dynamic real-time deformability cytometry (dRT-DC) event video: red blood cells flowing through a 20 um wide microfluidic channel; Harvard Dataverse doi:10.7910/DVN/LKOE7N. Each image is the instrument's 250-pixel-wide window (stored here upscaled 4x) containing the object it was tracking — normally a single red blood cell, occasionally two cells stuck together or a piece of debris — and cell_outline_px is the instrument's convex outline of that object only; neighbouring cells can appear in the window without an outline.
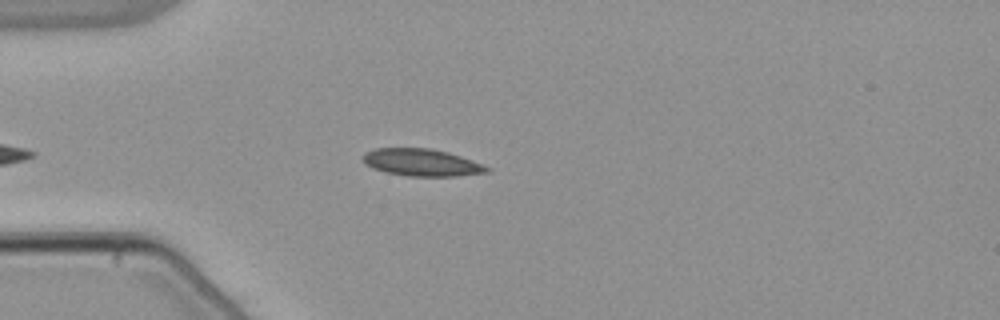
{"species": "common noctule bat (a hibernating species)", "species_latin": "Nyctalus noctula", "temperature_condition": "warm", "stored_images_in_passage": 34, "camera_frame_rate_fps": 3000, "um_per_image_px": 0.085, "animal": {"sex": "male", "body_mass_g": 21.5, "forearm_length_mm": 52.0}, "frame": {"image": 1, "passage_image": 5, "time_ms": 1.333, "image_size_px": [1000, 320], "cell_outline_px": [[492, 168], [488, 172], [456, 176], [408, 176], [384, 172], [372, 168], [364, 164], [360, 156], [364, 152], [376, 148], [432, 148], [448, 152], [484, 164]], "centroid_in_image_um": [35.8, 13.81], "position_along_channel_um": 49.2, "area_um2": 19.94}}
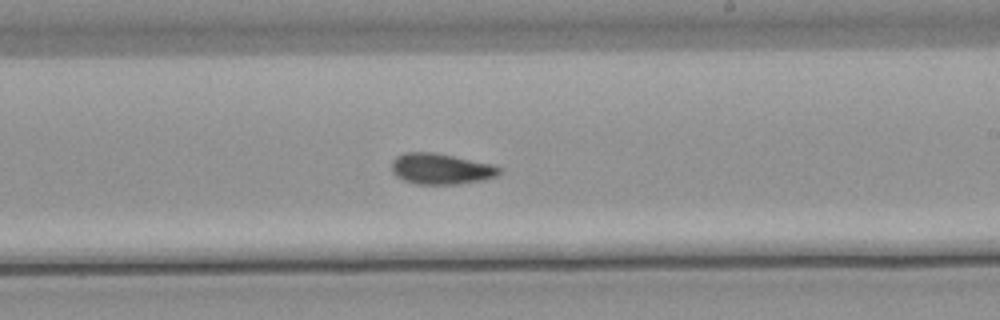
{"frame": {"image": 2, "passage_image": 22, "time_ms": 7.0, "image_size_px": [1000, 320], "cell_outline_px": [[504, 168], [496, 176], [484, 180], [456, 184], [416, 184], [404, 180], [396, 176], [392, 172], [392, 160], [396, 156], [404, 152], [432, 152], [496, 164]], "centroid_in_image_um": [37.51, 14.34], "position_along_channel_um": 251.5, "area_um2": 19.59}}
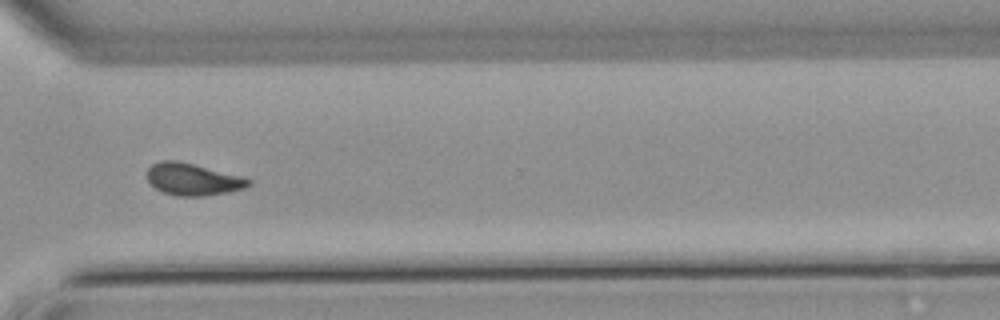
{"frame": {"image": 3, "passage_image": 30, "time_ms": 9.667, "image_size_px": [1000, 320], "cell_outline_px": [[252, 184], [244, 188], [228, 192], [204, 196], [176, 196], [164, 192], [156, 188], [148, 180], [148, 168], [152, 164], [160, 160], [176, 160], [244, 176], [252, 180]], "centroid_in_image_um": [16.43, 15.24], "position_along_channel_um": 354.2, "area_um2": 18.96}, "authors_computed_cell_mechanics": {"area_um2": 19.2763, "velocity_mm_per_s": 3.8379, "shape_relaxation_time_tau1_ms": 6.297, "shape_relaxation_time_tau2_ms": 5.2822, "deformation_change_tau1": 0.1575, "deformation_change_tau2": 0.0884}}